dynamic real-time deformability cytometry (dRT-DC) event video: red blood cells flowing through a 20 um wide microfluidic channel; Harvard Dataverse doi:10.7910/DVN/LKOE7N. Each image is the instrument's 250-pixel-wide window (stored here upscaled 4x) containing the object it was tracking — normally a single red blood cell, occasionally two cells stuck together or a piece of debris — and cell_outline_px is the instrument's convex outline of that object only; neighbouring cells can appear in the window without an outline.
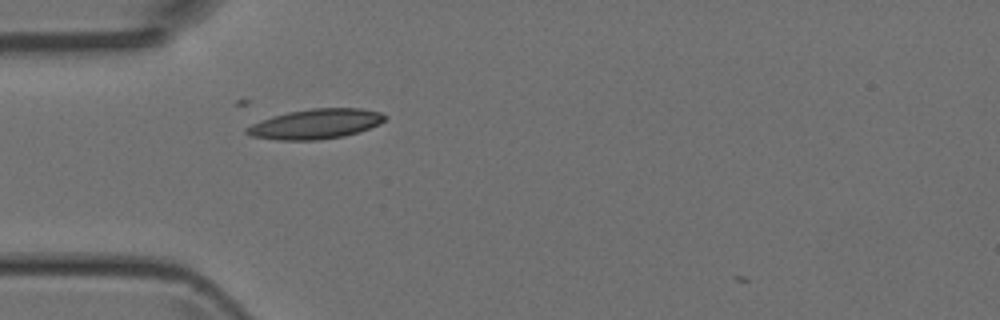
{"species": "Egyptian fruit bat (a non-hibernating species)", "species_latin": "Rousettus aegyptiacus", "temperature_condition": "room temperature", "stored_images_in_passage": 31, "camera_frame_rate_fps": 3000, "um_per_image_px": 0.085, "animal": {"sex": "female"}, "frame": {"image": 1, "passage_image": 1, "time_ms": 0.0, "image_size_px": [1000, 320], "cell_outline_px": [[388, 116], [380, 124], [344, 136], [320, 140], [280, 140], [252, 136], [244, 132], [244, 128], [260, 120], [272, 116], [288, 112], [312, 108], [360, 108], [380, 112]], "centroid_in_image_um": [26.81, 10.53], "position_along_channel_um": 58.2, "area_um2": 24.04}}
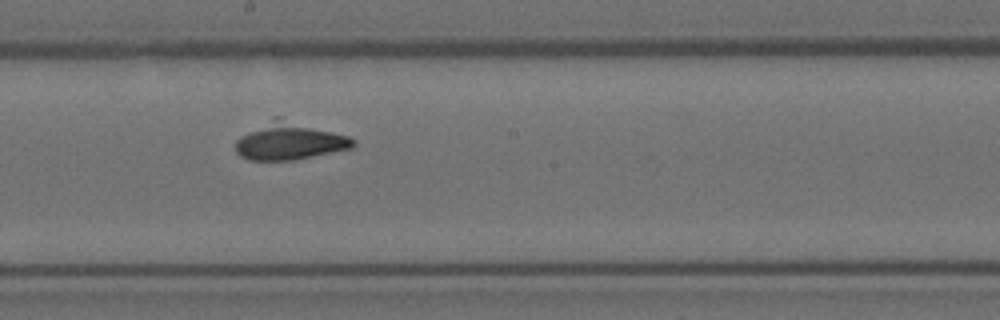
{"frame": {"image": 2, "passage_image": 13, "time_ms": 4.0, "image_size_px": [1000, 320], "cell_outline_px": [[356, 144], [352, 148], [292, 160], [248, 160], [240, 156], [236, 152], [236, 140], [240, 136], [276, 116], [280, 116], [348, 136], [356, 140]], "centroid_in_image_um": [24.61, 11.99], "position_along_channel_um": 223.6, "area_um2": 25.43}}
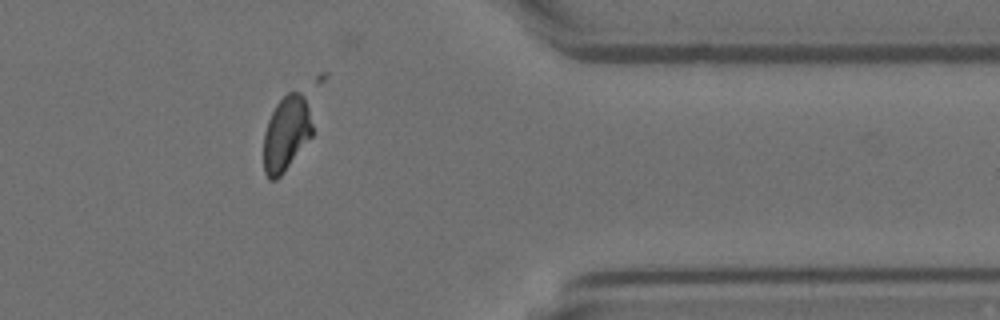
{"frame": {"image": 3, "passage_image": 26, "time_ms": 8.333, "image_size_px": [1000, 320], "cell_outline_px": [[312, 136], [284, 172], [276, 180], [268, 180], [264, 172], [264, 132], [268, 120], [276, 104], [288, 92], [300, 92], [304, 96], [308, 108], [312, 124]], "centroid_in_image_um": [24.31, 11.38], "position_along_channel_um": 387.1, "area_um2": 21.21}}